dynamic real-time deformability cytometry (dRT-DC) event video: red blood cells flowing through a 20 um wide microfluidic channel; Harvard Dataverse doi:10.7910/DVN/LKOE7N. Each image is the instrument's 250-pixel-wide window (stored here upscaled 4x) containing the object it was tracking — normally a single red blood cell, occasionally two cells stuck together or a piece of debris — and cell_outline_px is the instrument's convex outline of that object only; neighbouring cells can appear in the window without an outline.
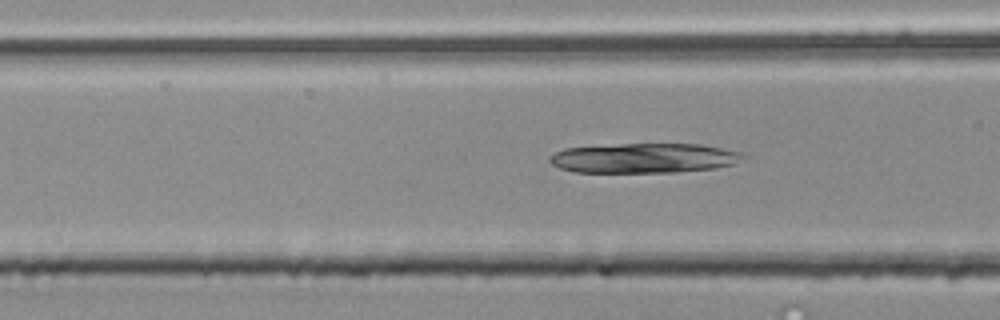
{"species": "common noctule bat (a hibernating species)", "species_latin": "Nyctalus noctula", "temperature_condition": "room temperature", "stored_images_in_passage": 5, "camera_frame_rate_fps": 3000, "um_per_image_px": 0.085, "animal": {"sex": "male", "body_mass_g": 20.4}, "frame": {"image": 1, "passage_image": 5, "time_ms": 1.333, "image_size_px": [1000, 320], "cell_outline_px": [[748, 156], [736, 164], [716, 168], [676, 172], [576, 172], [560, 168], [552, 164], [548, 160], [548, 156], [564, 148], [620, 144], [700, 144], [740, 152]], "centroid_in_image_um": [54.76, 13.44], "position_along_channel_um": 111.8, "area_um2": 33.64}}